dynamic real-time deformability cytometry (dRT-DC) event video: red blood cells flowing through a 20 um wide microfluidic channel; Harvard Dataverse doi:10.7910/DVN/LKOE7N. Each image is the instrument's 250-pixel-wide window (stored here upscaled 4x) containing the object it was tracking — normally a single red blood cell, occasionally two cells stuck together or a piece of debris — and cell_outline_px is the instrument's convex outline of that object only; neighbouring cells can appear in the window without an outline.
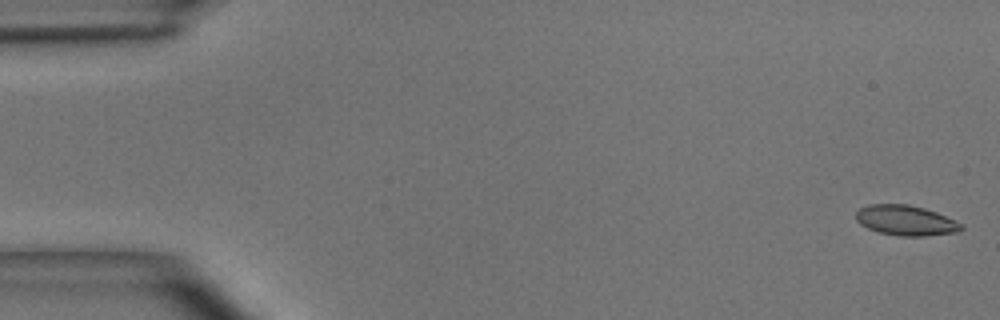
{"species": "common noctule bat (a hibernating species)", "species_latin": "Nyctalus noctula", "temperature_condition": "room temperature", "stored_images_in_passage": 49, "camera_frame_rate_fps": 3000, "um_per_image_px": 0.085, "animal": {"sex": "male", "body_mass_g": 15.6}, "frame": {"image": 1, "passage_image": 1, "time_ms": 0.0, "image_size_px": [1000, 320], "cell_outline_px": [[964, 228], [960, 232], [924, 236], [900, 236], [880, 232], [868, 228], [860, 224], [856, 220], [856, 212], [860, 208], [868, 204], [908, 204], [924, 208], [936, 212], [956, 220], [964, 224]], "centroid_in_image_um": [77.03, 18.73], "position_along_channel_um": 8.0, "area_um2": 18.67}}
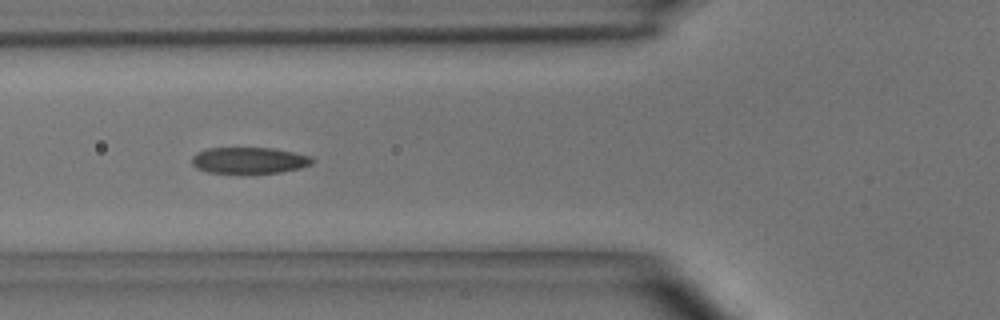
{"frame": {"image": 2, "passage_image": 18, "time_ms": 5.667, "image_size_px": [1000, 320], "cell_outline_px": [[316, 160], [312, 164], [300, 168], [280, 172], [208, 172], [196, 168], [192, 164], [192, 156], [196, 152], [208, 148], [272, 148], [312, 156]], "centroid_in_image_um": [21.19, 13.61], "position_along_channel_um": 104.6, "area_um2": 18.26}}
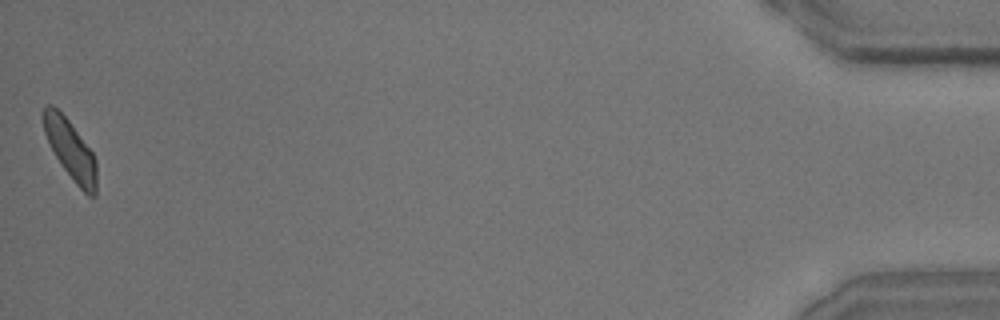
{"frame": {"image": 3, "passage_image": 49, "time_ms": 16.0, "image_size_px": [1000, 320], "cell_outline_px": [[96, 196], [88, 196], [76, 184], [64, 168], [56, 156], [44, 132], [40, 116], [40, 112], [48, 104], [52, 104], [68, 120], [92, 152], [96, 160]], "centroid_in_image_um": [5.96, 12.69], "position_along_channel_um": 429.2, "area_um2": 18.21}, "authors_computed_cell_mechanics": {"area_um2": 18.8428, "velocity_mm_per_s": 4.0423, "shape_relaxation_time_tau1_ms": 7.7791, "shape_relaxation_time_tau2_ms": 1.5342, "deformation_change_tau1": 0.1987, "deformation_change_tau2": 0.0646}}